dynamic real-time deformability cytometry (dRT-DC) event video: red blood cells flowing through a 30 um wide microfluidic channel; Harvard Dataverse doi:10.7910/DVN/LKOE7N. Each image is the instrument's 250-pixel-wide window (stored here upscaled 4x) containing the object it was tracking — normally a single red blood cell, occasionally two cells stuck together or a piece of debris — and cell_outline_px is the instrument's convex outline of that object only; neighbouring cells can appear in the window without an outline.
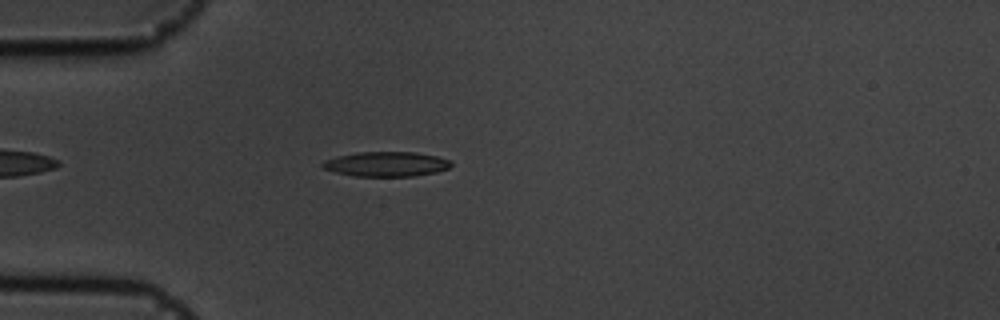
{"species": "common noctule bat (a hibernating species)", "species_latin": "Nyctalus noctula", "temperature_condition": "cold", "stored_images_in_passage": 46, "camera_frame_rate_fps": 3000, "um_per_image_px": 0.085, "animal": {"sex": "male", "body_mass_g": 19.5, "forearm_length_mm": 54.6}, "frame": {"image": 1, "passage_image": 7, "time_ms": 2.0, "image_size_px": [1000, 320], "cell_outline_px": [[452, 164], [448, 168], [436, 172], [412, 176], [352, 176], [336, 172], [324, 168], [320, 164], [324, 160], [336, 156], [356, 152], [416, 152], [436, 156], [452, 160]], "centroid_in_image_um": [32.82, 13.94], "position_along_channel_um": 52.2, "area_um2": 18.61}}
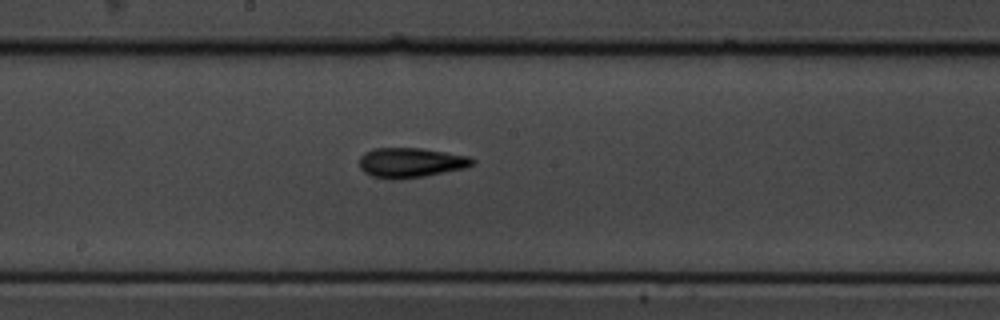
{"frame": {"image": 2, "passage_image": 21, "time_ms": 6.667, "image_size_px": [1000, 320], "cell_outline_px": [[476, 160], [472, 164], [464, 168], [424, 176], [400, 180], [392, 180], [372, 176], [364, 172], [360, 168], [360, 156], [364, 152], [372, 148], [420, 148], [468, 156]], "centroid_in_image_um": [34.86, 13.83], "position_along_channel_um": 213.3, "area_um2": 19.65}}
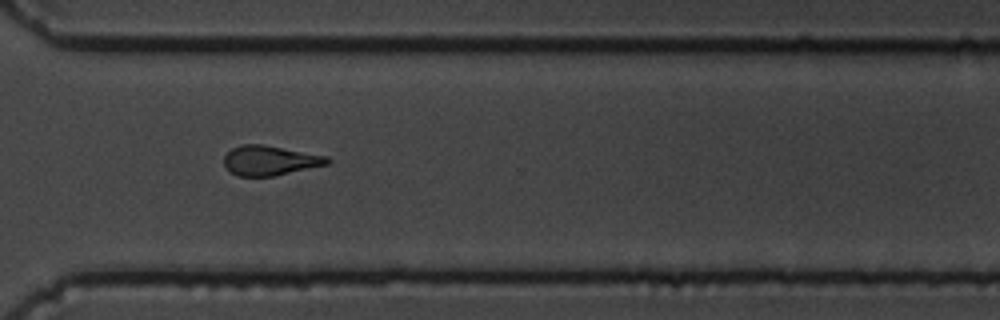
{"frame": {"image": 3, "passage_image": 32, "time_ms": 10.333, "image_size_px": [1000, 320], "cell_outline_px": [[332, 160], [328, 164], [272, 176], [236, 176], [224, 168], [224, 156], [232, 148], [244, 144], [260, 144], [328, 156]], "centroid_in_image_um": [22.91, 13.65], "position_along_channel_um": 347.7, "area_um2": 17.8}, "authors_computed_cell_mechanics": {"area_um2": 18.207, "velocity_mm_per_s": 3.6776, "shape_relaxation_time_tau1_ms": 5.0952, "shape_relaxation_time_tau2_ms": 4.9784, "deformation_change_tau1": 0.1603, "deformation_change_tau2": 0.1589}}